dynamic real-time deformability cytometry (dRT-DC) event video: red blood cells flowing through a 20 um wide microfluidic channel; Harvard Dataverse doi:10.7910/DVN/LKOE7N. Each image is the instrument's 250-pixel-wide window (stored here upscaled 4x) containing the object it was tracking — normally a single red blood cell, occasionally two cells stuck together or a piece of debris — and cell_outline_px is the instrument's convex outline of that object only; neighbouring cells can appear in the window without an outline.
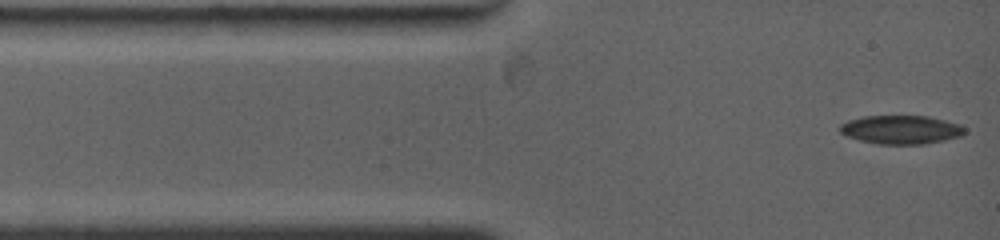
{"species": "common noctule bat (a hibernating species)", "species_latin": "Nyctalus noctula", "temperature_condition": "warm", "stored_images_in_passage": 43, "segment_of_instrument_passage": [1, 2], "camera_frame_rate_fps": 4500, "um_per_image_px": 0.085, "animal": {"sex": "female", "body_mass_g": 19.0, "forearm_length_mm": 53.3}, "frame": {"image": 1, "passage_image": 1, "time_ms": 0.0, "image_size_px": [1000, 240], "cell_outline_px": [[964, 132], [960, 136], [944, 140], [924, 144], [876, 144], [860, 140], [848, 136], [840, 132], [840, 124], [848, 120], [864, 116], [928, 116], [960, 124], [964, 128]], "centroid_in_image_um": [76.57, 11.02], "position_along_channel_um": 8.4, "area_um2": 20.69}}
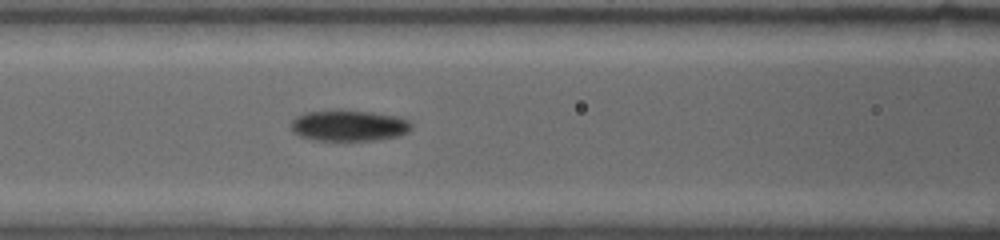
{"frame": {"image": 2, "passage_image": 13, "time_ms": 4.444, "image_size_px": [1000, 240], "cell_outline_px": [[412, 128], [408, 132], [396, 136], [376, 140], [312, 140], [300, 136], [292, 132], [292, 120], [296, 116], [304, 112], [340, 108], [372, 112], [396, 116], [412, 120]], "centroid_in_image_um": [29.65, 10.64], "position_along_channel_um": 137.0, "area_um2": 22.31}}
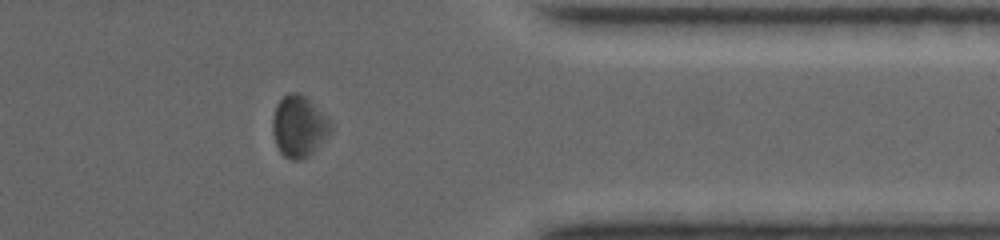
{"frame": {"image": 3, "passage_image": 31, "time_ms": 11.333, "image_size_px": [1000, 240], "cell_outline_px": [[332, 128], [328, 136], [308, 156], [300, 160], [292, 160], [284, 156], [280, 152], [276, 144], [272, 132], [272, 120], [276, 104], [288, 92], [300, 92], [328, 116], [332, 124]], "centroid_in_image_um": [25.41, 10.72], "position_along_channel_um": 386.0, "area_um2": 20.92}}